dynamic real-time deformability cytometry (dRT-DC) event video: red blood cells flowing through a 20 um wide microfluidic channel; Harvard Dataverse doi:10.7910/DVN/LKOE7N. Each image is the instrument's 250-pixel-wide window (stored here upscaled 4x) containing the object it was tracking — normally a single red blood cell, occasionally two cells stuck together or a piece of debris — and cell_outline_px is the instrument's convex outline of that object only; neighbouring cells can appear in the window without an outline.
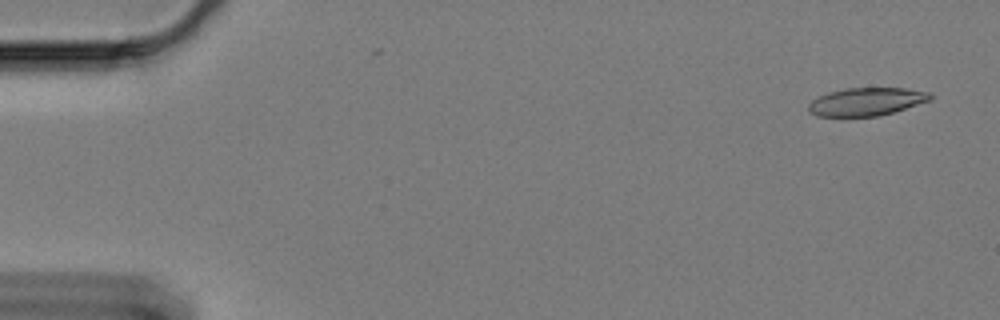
{"species": "Egyptian fruit bat (a non-hibernating species)", "species_latin": "Rousettus aegyptiacus", "temperature_condition": "cold", "stored_images_in_passage": 18, "camera_frame_rate_fps": 3000, "um_per_image_px": 0.085, "animal": {"sex": "female"}, "frame": {"image": 1, "passage_image": 3, "time_ms": 0.667, "image_size_px": [1000, 320], "cell_outline_px": [[932, 100], [892, 112], [876, 116], [816, 116], [808, 112], [808, 104], [812, 100], [828, 92], [844, 88], [904, 88], [928, 92], [932, 96]], "centroid_in_image_um": [73.62, 8.64], "position_along_channel_um": 11.4, "area_um2": 19.77}}
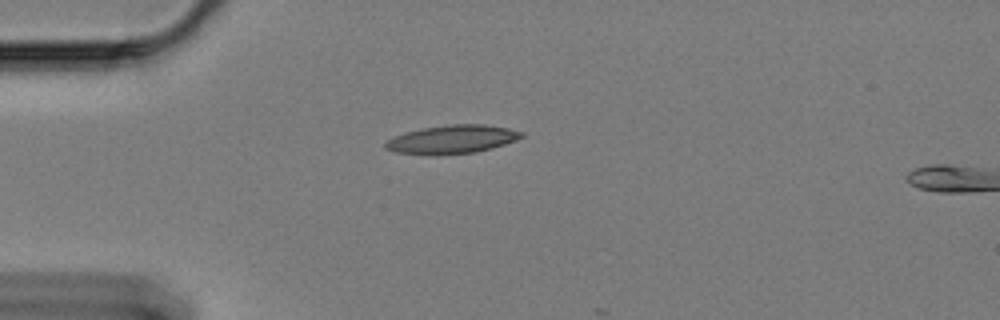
{"frame": {"image": 2, "passage_image": 16, "time_ms": 5.0, "image_size_px": [1000, 320], "cell_outline_px": [[524, 136], [516, 140], [504, 144], [476, 152], [396, 152], [384, 148], [384, 144], [392, 136], [424, 128], [452, 124], [484, 124], [508, 128], [524, 132]], "centroid_in_image_um": [38.5, 11.79], "position_along_channel_um": 46.5, "area_um2": 21.44}}